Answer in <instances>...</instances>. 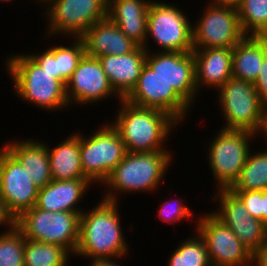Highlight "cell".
<instances>
[{
    "label": "cell",
    "instance_id": "obj_1",
    "mask_svg": "<svg viewBox=\"0 0 267 266\" xmlns=\"http://www.w3.org/2000/svg\"><path fill=\"white\" fill-rule=\"evenodd\" d=\"M117 204L101 199L90 212L84 210L80 214V238L74 257L119 260L127 256L129 246L122 233Z\"/></svg>",
    "mask_w": 267,
    "mask_h": 266
},
{
    "label": "cell",
    "instance_id": "obj_2",
    "mask_svg": "<svg viewBox=\"0 0 267 266\" xmlns=\"http://www.w3.org/2000/svg\"><path fill=\"white\" fill-rule=\"evenodd\" d=\"M117 117L111 125L119 132L127 152L170 151L165 142L179 123L168 113L119 101ZM117 118V119H116Z\"/></svg>",
    "mask_w": 267,
    "mask_h": 266
},
{
    "label": "cell",
    "instance_id": "obj_3",
    "mask_svg": "<svg viewBox=\"0 0 267 266\" xmlns=\"http://www.w3.org/2000/svg\"><path fill=\"white\" fill-rule=\"evenodd\" d=\"M172 156L171 151L127 152L103 183L107 193L102 199L118 203L117 194L123 192H154L165 180L163 178L173 162Z\"/></svg>",
    "mask_w": 267,
    "mask_h": 266
},
{
    "label": "cell",
    "instance_id": "obj_4",
    "mask_svg": "<svg viewBox=\"0 0 267 266\" xmlns=\"http://www.w3.org/2000/svg\"><path fill=\"white\" fill-rule=\"evenodd\" d=\"M13 90L22 101L46 111L68 108L66 85L43 70L28 54H14L6 60Z\"/></svg>",
    "mask_w": 267,
    "mask_h": 266
},
{
    "label": "cell",
    "instance_id": "obj_5",
    "mask_svg": "<svg viewBox=\"0 0 267 266\" xmlns=\"http://www.w3.org/2000/svg\"><path fill=\"white\" fill-rule=\"evenodd\" d=\"M217 91L225 122L222 128L265 135L267 106L260 100L252 82L231 77Z\"/></svg>",
    "mask_w": 267,
    "mask_h": 266
},
{
    "label": "cell",
    "instance_id": "obj_6",
    "mask_svg": "<svg viewBox=\"0 0 267 266\" xmlns=\"http://www.w3.org/2000/svg\"><path fill=\"white\" fill-rule=\"evenodd\" d=\"M16 227L24 238L60 245L74 256L80 238V214L46 211L34 206L16 219Z\"/></svg>",
    "mask_w": 267,
    "mask_h": 266
},
{
    "label": "cell",
    "instance_id": "obj_7",
    "mask_svg": "<svg viewBox=\"0 0 267 266\" xmlns=\"http://www.w3.org/2000/svg\"><path fill=\"white\" fill-rule=\"evenodd\" d=\"M255 137L252 132L221 128L211 139L207 158L216 190L230 189L238 180L251 150L249 140Z\"/></svg>",
    "mask_w": 267,
    "mask_h": 266
},
{
    "label": "cell",
    "instance_id": "obj_8",
    "mask_svg": "<svg viewBox=\"0 0 267 266\" xmlns=\"http://www.w3.org/2000/svg\"><path fill=\"white\" fill-rule=\"evenodd\" d=\"M99 129L88 137L80 132V154L84 176L92 184L103 185L127 151L111 122Z\"/></svg>",
    "mask_w": 267,
    "mask_h": 266
},
{
    "label": "cell",
    "instance_id": "obj_9",
    "mask_svg": "<svg viewBox=\"0 0 267 266\" xmlns=\"http://www.w3.org/2000/svg\"><path fill=\"white\" fill-rule=\"evenodd\" d=\"M180 7L151 1L147 18V35L144 49L149 50V38L159 45L162 52H192L193 32L190 18L185 16Z\"/></svg>",
    "mask_w": 267,
    "mask_h": 266
},
{
    "label": "cell",
    "instance_id": "obj_10",
    "mask_svg": "<svg viewBox=\"0 0 267 266\" xmlns=\"http://www.w3.org/2000/svg\"><path fill=\"white\" fill-rule=\"evenodd\" d=\"M46 35L80 37L94 23L107 18L108 0H46ZM70 35V36H69Z\"/></svg>",
    "mask_w": 267,
    "mask_h": 266
},
{
    "label": "cell",
    "instance_id": "obj_11",
    "mask_svg": "<svg viewBox=\"0 0 267 266\" xmlns=\"http://www.w3.org/2000/svg\"><path fill=\"white\" fill-rule=\"evenodd\" d=\"M202 14L192 25L193 49L233 48L246 36L236 7L209 0Z\"/></svg>",
    "mask_w": 267,
    "mask_h": 266
},
{
    "label": "cell",
    "instance_id": "obj_12",
    "mask_svg": "<svg viewBox=\"0 0 267 266\" xmlns=\"http://www.w3.org/2000/svg\"><path fill=\"white\" fill-rule=\"evenodd\" d=\"M196 222L195 231L206 243L212 266H253V254L212 212Z\"/></svg>",
    "mask_w": 267,
    "mask_h": 266
},
{
    "label": "cell",
    "instance_id": "obj_13",
    "mask_svg": "<svg viewBox=\"0 0 267 266\" xmlns=\"http://www.w3.org/2000/svg\"><path fill=\"white\" fill-rule=\"evenodd\" d=\"M124 100L138 107L164 111L180 124L192 108L172 85L159 77L146 63L136 86Z\"/></svg>",
    "mask_w": 267,
    "mask_h": 266
},
{
    "label": "cell",
    "instance_id": "obj_14",
    "mask_svg": "<svg viewBox=\"0 0 267 266\" xmlns=\"http://www.w3.org/2000/svg\"><path fill=\"white\" fill-rule=\"evenodd\" d=\"M215 192L217 193L211 198L220 204L218 210H212V213L228 226L254 255L267 241V226L262 221L254 219L230 189H218Z\"/></svg>",
    "mask_w": 267,
    "mask_h": 266
},
{
    "label": "cell",
    "instance_id": "obj_15",
    "mask_svg": "<svg viewBox=\"0 0 267 266\" xmlns=\"http://www.w3.org/2000/svg\"><path fill=\"white\" fill-rule=\"evenodd\" d=\"M145 63L192 107L196 95L195 58L192 52H160L148 50Z\"/></svg>",
    "mask_w": 267,
    "mask_h": 266
},
{
    "label": "cell",
    "instance_id": "obj_16",
    "mask_svg": "<svg viewBox=\"0 0 267 266\" xmlns=\"http://www.w3.org/2000/svg\"><path fill=\"white\" fill-rule=\"evenodd\" d=\"M27 170L4 148H0V198L17 219L36 205L38 188Z\"/></svg>",
    "mask_w": 267,
    "mask_h": 266
},
{
    "label": "cell",
    "instance_id": "obj_17",
    "mask_svg": "<svg viewBox=\"0 0 267 266\" xmlns=\"http://www.w3.org/2000/svg\"><path fill=\"white\" fill-rule=\"evenodd\" d=\"M66 95L69 105L98 103L116 96L122 98L114 91L98 57L84 54L76 70L66 83Z\"/></svg>",
    "mask_w": 267,
    "mask_h": 266
},
{
    "label": "cell",
    "instance_id": "obj_18",
    "mask_svg": "<svg viewBox=\"0 0 267 266\" xmlns=\"http://www.w3.org/2000/svg\"><path fill=\"white\" fill-rule=\"evenodd\" d=\"M147 51L138 46L124 55H105L98 59L114 91L125 99L136 86L145 65Z\"/></svg>",
    "mask_w": 267,
    "mask_h": 266
},
{
    "label": "cell",
    "instance_id": "obj_19",
    "mask_svg": "<svg viewBox=\"0 0 267 266\" xmlns=\"http://www.w3.org/2000/svg\"><path fill=\"white\" fill-rule=\"evenodd\" d=\"M93 185L88 179L51 180L38 189L36 207L52 212H77L84 210L77 206Z\"/></svg>",
    "mask_w": 267,
    "mask_h": 266
},
{
    "label": "cell",
    "instance_id": "obj_20",
    "mask_svg": "<svg viewBox=\"0 0 267 266\" xmlns=\"http://www.w3.org/2000/svg\"><path fill=\"white\" fill-rule=\"evenodd\" d=\"M80 37L84 43L85 54L92 57L124 55L138 47L108 18L94 23Z\"/></svg>",
    "mask_w": 267,
    "mask_h": 266
},
{
    "label": "cell",
    "instance_id": "obj_21",
    "mask_svg": "<svg viewBox=\"0 0 267 266\" xmlns=\"http://www.w3.org/2000/svg\"><path fill=\"white\" fill-rule=\"evenodd\" d=\"M232 52L233 48L193 49L197 90H218L232 77Z\"/></svg>",
    "mask_w": 267,
    "mask_h": 266
},
{
    "label": "cell",
    "instance_id": "obj_22",
    "mask_svg": "<svg viewBox=\"0 0 267 266\" xmlns=\"http://www.w3.org/2000/svg\"><path fill=\"white\" fill-rule=\"evenodd\" d=\"M152 0H108L107 18L138 46L147 35L149 4Z\"/></svg>",
    "mask_w": 267,
    "mask_h": 266
},
{
    "label": "cell",
    "instance_id": "obj_23",
    "mask_svg": "<svg viewBox=\"0 0 267 266\" xmlns=\"http://www.w3.org/2000/svg\"><path fill=\"white\" fill-rule=\"evenodd\" d=\"M30 139L9 141L3 147L27 170L40 189L52 180L48 148L46 142Z\"/></svg>",
    "mask_w": 267,
    "mask_h": 266
},
{
    "label": "cell",
    "instance_id": "obj_24",
    "mask_svg": "<svg viewBox=\"0 0 267 266\" xmlns=\"http://www.w3.org/2000/svg\"><path fill=\"white\" fill-rule=\"evenodd\" d=\"M267 55V36H245L232 52V77L254 83Z\"/></svg>",
    "mask_w": 267,
    "mask_h": 266
},
{
    "label": "cell",
    "instance_id": "obj_25",
    "mask_svg": "<svg viewBox=\"0 0 267 266\" xmlns=\"http://www.w3.org/2000/svg\"><path fill=\"white\" fill-rule=\"evenodd\" d=\"M48 148L52 180L87 179L84 176L80 154V132L65 138L54 148Z\"/></svg>",
    "mask_w": 267,
    "mask_h": 266
},
{
    "label": "cell",
    "instance_id": "obj_26",
    "mask_svg": "<svg viewBox=\"0 0 267 266\" xmlns=\"http://www.w3.org/2000/svg\"><path fill=\"white\" fill-rule=\"evenodd\" d=\"M267 144V142H265ZM267 189V146L254 153L250 150L240 177L230 190L263 191Z\"/></svg>",
    "mask_w": 267,
    "mask_h": 266
},
{
    "label": "cell",
    "instance_id": "obj_27",
    "mask_svg": "<svg viewBox=\"0 0 267 266\" xmlns=\"http://www.w3.org/2000/svg\"><path fill=\"white\" fill-rule=\"evenodd\" d=\"M70 256L60 245L25 238L24 266H68Z\"/></svg>",
    "mask_w": 267,
    "mask_h": 266
},
{
    "label": "cell",
    "instance_id": "obj_28",
    "mask_svg": "<svg viewBox=\"0 0 267 266\" xmlns=\"http://www.w3.org/2000/svg\"><path fill=\"white\" fill-rule=\"evenodd\" d=\"M168 266H212L204 239L196 231L182 240L168 259Z\"/></svg>",
    "mask_w": 267,
    "mask_h": 266
},
{
    "label": "cell",
    "instance_id": "obj_29",
    "mask_svg": "<svg viewBox=\"0 0 267 266\" xmlns=\"http://www.w3.org/2000/svg\"><path fill=\"white\" fill-rule=\"evenodd\" d=\"M236 9L246 36H267V0H243Z\"/></svg>",
    "mask_w": 267,
    "mask_h": 266
},
{
    "label": "cell",
    "instance_id": "obj_30",
    "mask_svg": "<svg viewBox=\"0 0 267 266\" xmlns=\"http://www.w3.org/2000/svg\"><path fill=\"white\" fill-rule=\"evenodd\" d=\"M74 42L71 45H58L55 46V59L58 66V80L62 81L65 85L73 72L76 70L77 65L85 54V47L81 37H72Z\"/></svg>",
    "mask_w": 267,
    "mask_h": 266
},
{
    "label": "cell",
    "instance_id": "obj_31",
    "mask_svg": "<svg viewBox=\"0 0 267 266\" xmlns=\"http://www.w3.org/2000/svg\"><path fill=\"white\" fill-rule=\"evenodd\" d=\"M23 233L15 227L0 233V266H24Z\"/></svg>",
    "mask_w": 267,
    "mask_h": 266
},
{
    "label": "cell",
    "instance_id": "obj_32",
    "mask_svg": "<svg viewBox=\"0 0 267 266\" xmlns=\"http://www.w3.org/2000/svg\"><path fill=\"white\" fill-rule=\"evenodd\" d=\"M183 201L184 199H172L170 201L162 202V206L158 210V217L160 220H163V223H177L181 220L183 221L184 218L189 219L193 216L191 209L187 207Z\"/></svg>",
    "mask_w": 267,
    "mask_h": 266
},
{
    "label": "cell",
    "instance_id": "obj_33",
    "mask_svg": "<svg viewBox=\"0 0 267 266\" xmlns=\"http://www.w3.org/2000/svg\"><path fill=\"white\" fill-rule=\"evenodd\" d=\"M254 219L262 221V191L231 190Z\"/></svg>",
    "mask_w": 267,
    "mask_h": 266
},
{
    "label": "cell",
    "instance_id": "obj_34",
    "mask_svg": "<svg viewBox=\"0 0 267 266\" xmlns=\"http://www.w3.org/2000/svg\"><path fill=\"white\" fill-rule=\"evenodd\" d=\"M43 70L52 74V76L58 79V66L55 59V46L44 50L42 53L28 54Z\"/></svg>",
    "mask_w": 267,
    "mask_h": 266
},
{
    "label": "cell",
    "instance_id": "obj_35",
    "mask_svg": "<svg viewBox=\"0 0 267 266\" xmlns=\"http://www.w3.org/2000/svg\"><path fill=\"white\" fill-rule=\"evenodd\" d=\"M260 100L267 106V55L260 66L258 78L253 83Z\"/></svg>",
    "mask_w": 267,
    "mask_h": 266
},
{
    "label": "cell",
    "instance_id": "obj_36",
    "mask_svg": "<svg viewBox=\"0 0 267 266\" xmlns=\"http://www.w3.org/2000/svg\"><path fill=\"white\" fill-rule=\"evenodd\" d=\"M3 225L7 227L5 229V232L11 231L12 229L16 227V218L8 210L5 202L0 198V227Z\"/></svg>",
    "mask_w": 267,
    "mask_h": 266
},
{
    "label": "cell",
    "instance_id": "obj_37",
    "mask_svg": "<svg viewBox=\"0 0 267 266\" xmlns=\"http://www.w3.org/2000/svg\"><path fill=\"white\" fill-rule=\"evenodd\" d=\"M253 266H267V241L253 255Z\"/></svg>",
    "mask_w": 267,
    "mask_h": 266
},
{
    "label": "cell",
    "instance_id": "obj_38",
    "mask_svg": "<svg viewBox=\"0 0 267 266\" xmlns=\"http://www.w3.org/2000/svg\"><path fill=\"white\" fill-rule=\"evenodd\" d=\"M90 266H122L118 264V260L115 259H92Z\"/></svg>",
    "mask_w": 267,
    "mask_h": 266
},
{
    "label": "cell",
    "instance_id": "obj_39",
    "mask_svg": "<svg viewBox=\"0 0 267 266\" xmlns=\"http://www.w3.org/2000/svg\"><path fill=\"white\" fill-rule=\"evenodd\" d=\"M262 222L267 226V189L262 191Z\"/></svg>",
    "mask_w": 267,
    "mask_h": 266
},
{
    "label": "cell",
    "instance_id": "obj_40",
    "mask_svg": "<svg viewBox=\"0 0 267 266\" xmlns=\"http://www.w3.org/2000/svg\"><path fill=\"white\" fill-rule=\"evenodd\" d=\"M221 4L237 7L243 0H217Z\"/></svg>",
    "mask_w": 267,
    "mask_h": 266
},
{
    "label": "cell",
    "instance_id": "obj_41",
    "mask_svg": "<svg viewBox=\"0 0 267 266\" xmlns=\"http://www.w3.org/2000/svg\"><path fill=\"white\" fill-rule=\"evenodd\" d=\"M263 137H264V139H266V141H267V127H266L265 135H264Z\"/></svg>",
    "mask_w": 267,
    "mask_h": 266
},
{
    "label": "cell",
    "instance_id": "obj_42",
    "mask_svg": "<svg viewBox=\"0 0 267 266\" xmlns=\"http://www.w3.org/2000/svg\"><path fill=\"white\" fill-rule=\"evenodd\" d=\"M37 3H44L46 0H37Z\"/></svg>",
    "mask_w": 267,
    "mask_h": 266
},
{
    "label": "cell",
    "instance_id": "obj_43",
    "mask_svg": "<svg viewBox=\"0 0 267 266\" xmlns=\"http://www.w3.org/2000/svg\"><path fill=\"white\" fill-rule=\"evenodd\" d=\"M0 1H2V2H7V1H9V2H10V1H12V0H0Z\"/></svg>",
    "mask_w": 267,
    "mask_h": 266
}]
</instances>
